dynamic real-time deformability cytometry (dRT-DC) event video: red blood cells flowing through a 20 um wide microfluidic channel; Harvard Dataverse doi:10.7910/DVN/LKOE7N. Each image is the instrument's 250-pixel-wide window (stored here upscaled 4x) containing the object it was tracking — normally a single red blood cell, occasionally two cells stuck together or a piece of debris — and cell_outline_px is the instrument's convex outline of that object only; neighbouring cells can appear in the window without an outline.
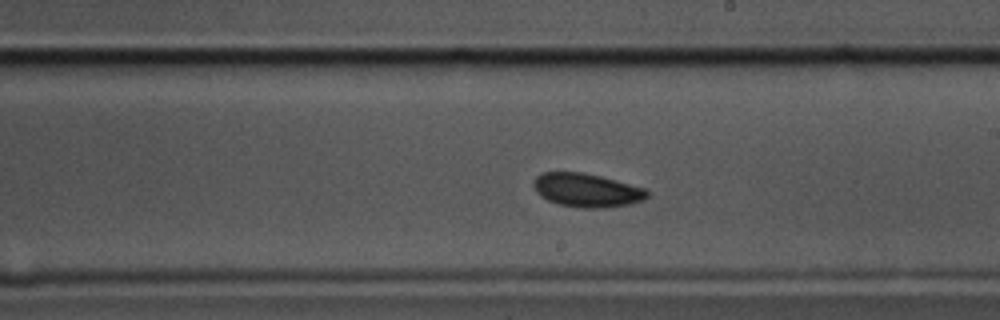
{"species": "common noctule bat (a hibernating species)", "species_latin": "Nyctalus noctula", "temperature_condition": "cold", "stored_images_in_passage": 54, "camera_frame_rate_fps": 3000, "um_per_image_px": 0.085, "animal": {"sex": "male", "body_mass_g": 17.5, "forearm_length_mm": 52.3}, "frame": {"image": 1, "passage_image": 29, "time_ms": 9.333, "image_size_px": [1000, 320], "cell_outline_px": [[648, 196], [644, 200], [632, 204], [604, 208], [580, 208], [560, 204], [548, 200], [540, 196], [536, 192], [532, 184], [532, 180], [540, 172], [584, 172], [648, 188]], "centroid_in_image_um": [49.88, 16.16], "position_along_channel_um": 239.1, "area_um2": 22.66}}
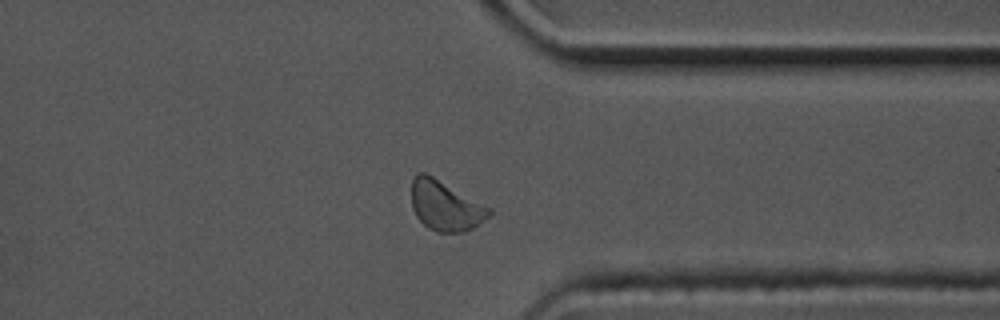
{"frame": {"image": 2, "passage_image": 41, "time_ms": 13.333, "image_size_px": [1000, 320], "cell_outline_px": [[492, 212], [488, 216], [472, 228], [464, 232], [436, 232], [428, 228], [416, 216], [412, 208], [412, 180], [416, 172], [424, 172], [432, 176], [492, 208]], "centroid_in_image_um": [37.84, 17.48], "position_along_channel_um": 373.6, "area_um2": 22.43}}
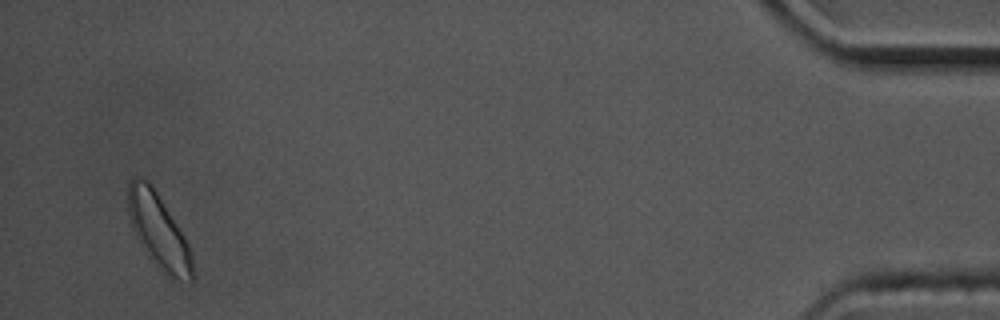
{"frame": {"image": 3, "passage_image": 52, "time_ms": 17.0, "image_size_px": [1000, 320], "cell_outline_px": [[192, 284], [180, 280], [172, 276], [156, 264], [144, 252], [132, 228], [128, 216], [128, 180], [132, 176], [140, 176], [148, 180], [152, 184], [184, 236], [188, 244], [192, 256]], "centroid_in_image_um": [13.44, 19.56], "position_along_channel_um": 421.8, "area_um2": 27.74}, "authors_computed_cell_mechanics": {"area_um2": 22.2819, "velocity_mm_per_s": 3.4323, "shape_relaxation_time_tau1_ms": null, "shape_relaxation_time_tau2_ms": 1.3279, "deformation_change_tau1": null, "deformation_change_tau2": 0.042}}